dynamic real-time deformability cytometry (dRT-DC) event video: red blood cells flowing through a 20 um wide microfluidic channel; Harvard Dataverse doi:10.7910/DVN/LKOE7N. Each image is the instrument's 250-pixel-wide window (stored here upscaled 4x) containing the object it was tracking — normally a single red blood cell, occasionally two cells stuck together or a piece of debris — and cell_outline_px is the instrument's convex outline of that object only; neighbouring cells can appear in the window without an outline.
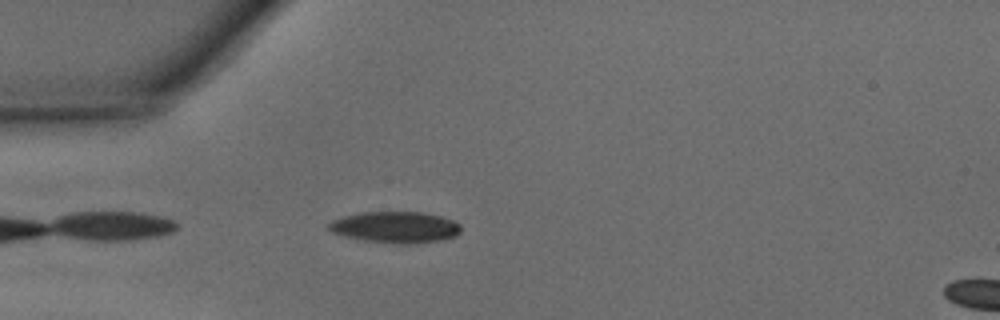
{"species": "common noctule bat (a hibernating species)", "species_latin": "Nyctalus noctula", "temperature_condition": "warm", "stored_images_in_passage": 34, "camera_frame_rate_fps": 3000, "um_per_image_px": 0.085, "animal": {"sex": "male", "body_mass_g": 15.6}, "frame": {"image": 1, "passage_image": 3, "time_ms": 0.667, "image_size_px": [1000, 320], "cell_outline_px": [[460, 232], [456, 236], [440, 240], [412, 244], [392, 244], [364, 240], [344, 236], [332, 232], [328, 228], [328, 224], [332, 220], [344, 216], [360, 212], [424, 212], [440, 216], [452, 220], [460, 224]], "centroid_in_image_um": [33.61, 19.31], "position_along_channel_um": 51.4, "area_um2": 24.22}}
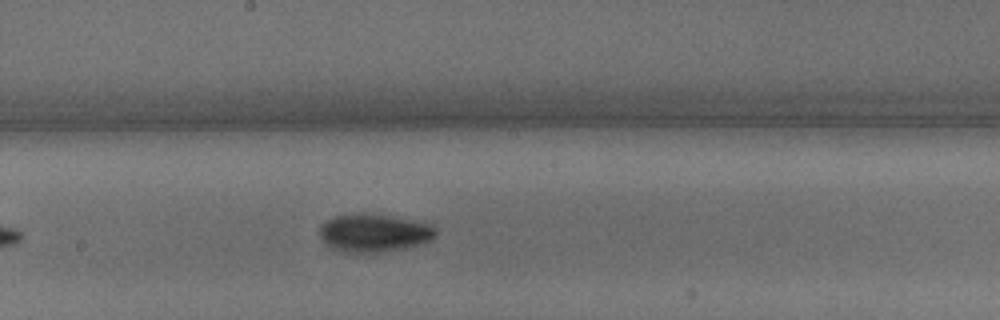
{"frame": {"image": 2, "passage_image": 15, "time_ms": 4.667, "image_size_px": [1000, 320], "cell_outline_px": [[436, 236], [428, 240], [404, 248], [384, 252], [344, 252], [332, 248], [324, 244], [320, 236], [320, 224], [332, 216], [360, 212], [364, 212], [412, 220], [432, 224], [436, 228]], "centroid_in_image_um": [31.73, 19.78], "position_along_channel_um": 216.5, "area_um2": 25.84}}
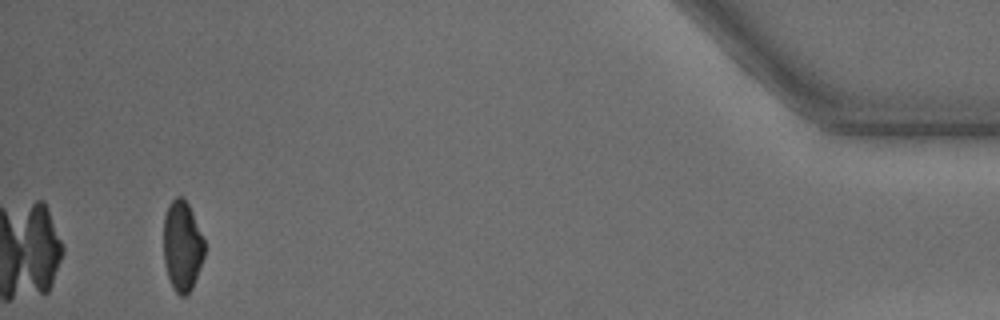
{"frame": {"image": 3, "passage_image": 34, "time_ms": 11.0, "image_size_px": [1000, 320], "cell_outline_px": [[204, 256], [192, 288], [184, 296], [180, 296], [172, 288], [164, 264], [164, 216], [168, 204], [176, 196], [184, 196], [192, 212], [204, 240]], "centroid_in_image_um": [15.47, 20.89], "position_along_channel_um": 419.7, "area_um2": 21.5}, "authors_computed_cell_mechanics": {"area_um2": 24.3049, "velocity_mm_per_s": 4.3637, "shape_relaxation_time_tau1_ms": 2.8116, "shape_relaxation_time_tau2_ms": 7.678, "deformation_change_tau1": 0.1237, "deformation_change_tau2": 0.1203}}